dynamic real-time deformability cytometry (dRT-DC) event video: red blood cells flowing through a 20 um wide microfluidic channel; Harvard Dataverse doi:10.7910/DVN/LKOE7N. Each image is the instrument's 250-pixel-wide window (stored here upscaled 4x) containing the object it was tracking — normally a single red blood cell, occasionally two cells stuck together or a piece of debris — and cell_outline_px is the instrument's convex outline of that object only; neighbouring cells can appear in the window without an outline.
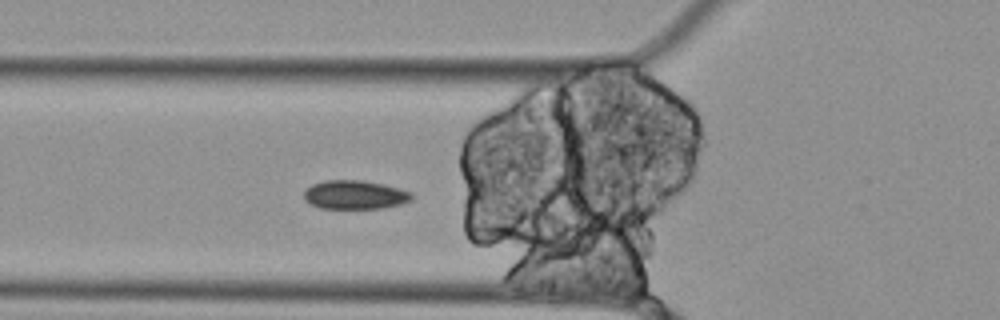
{"species": "Egyptian fruit bat (a non-hibernating species)", "species_latin": "Rousettus aegyptiacus", "temperature_condition": "cold", "stored_images_in_passage": 49, "camera_frame_rate_fps": 3000, "um_per_image_px": 0.085, "animal": {"sex": "female"}, "frame": {"image": 1, "passage_image": 11, "time_ms": 3.333, "image_size_px": [1000, 320], "cell_outline_px": [[412, 200], [400, 204], [380, 208], [320, 208], [308, 204], [304, 200], [304, 192], [312, 184], [324, 180], [360, 180], [384, 184], [412, 192]], "centroid_in_image_um": [30.14, 16.55], "position_along_channel_um": 95.7, "area_um2": 18.09}}
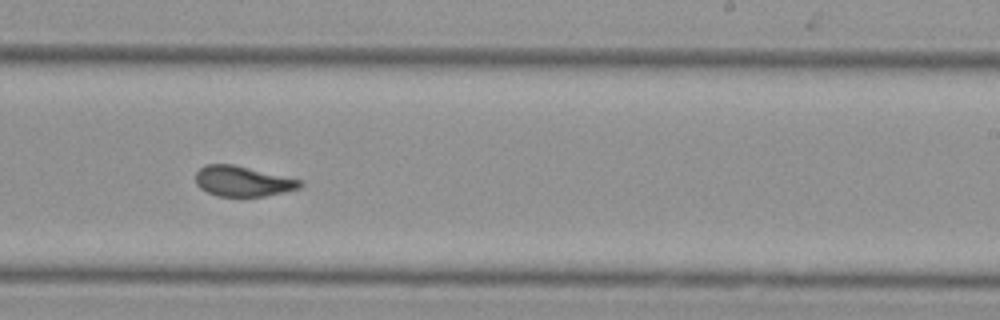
{"frame": {"image": 2, "passage_image": 26, "time_ms": 8.333, "image_size_px": [1000, 320], "cell_outline_px": [[304, 184], [300, 188], [284, 192], [264, 196], [216, 196], [200, 188], [196, 184], [196, 172], [204, 164], [232, 164], [300, 180]], "centroid_in_image_um": [20.6, 15.41], "position_along_channel_um": 268.4, "area_um2": 18.26}}
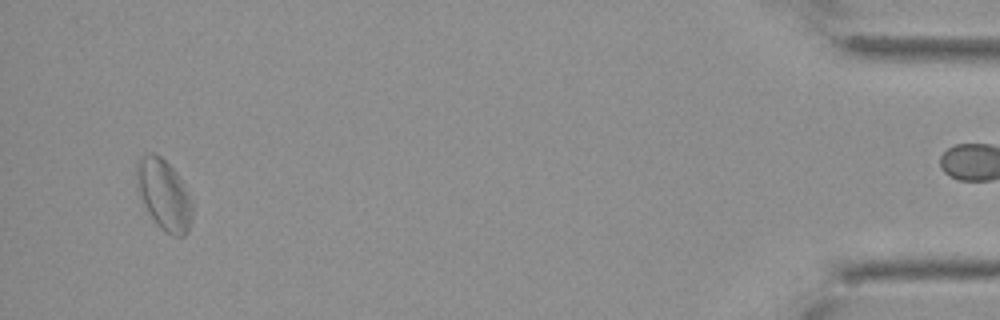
{"frame": {"image": 3, "passage_image": 46, "time_ms": 15.0, "image_size_px": [1000, 320], "cell_outline_px": [[192, 216], [188, 232], [184, 236], [172, 236], [164, 232], [160, 228], [144, 204], [136, 184], [136, 164], [140, 156], [152, 152], [160, 156], [176, 172], [192, 204]], "centroid_in_image_um": [13.92, 16.55], "position_along_channel_um": 421.3, "area_um2": 22.48}, "authors_computed_cell_mechanics": {"area_um2": 19.4786, "velocity_mm_per_s": 3.4572, "shape_relaxation_time_tau1_ms": null, "shape_relaxation_time_tau2_ms": 3.4465, "deformation_change_tau1": null, "deformation_change_tau2": 0.0781}}